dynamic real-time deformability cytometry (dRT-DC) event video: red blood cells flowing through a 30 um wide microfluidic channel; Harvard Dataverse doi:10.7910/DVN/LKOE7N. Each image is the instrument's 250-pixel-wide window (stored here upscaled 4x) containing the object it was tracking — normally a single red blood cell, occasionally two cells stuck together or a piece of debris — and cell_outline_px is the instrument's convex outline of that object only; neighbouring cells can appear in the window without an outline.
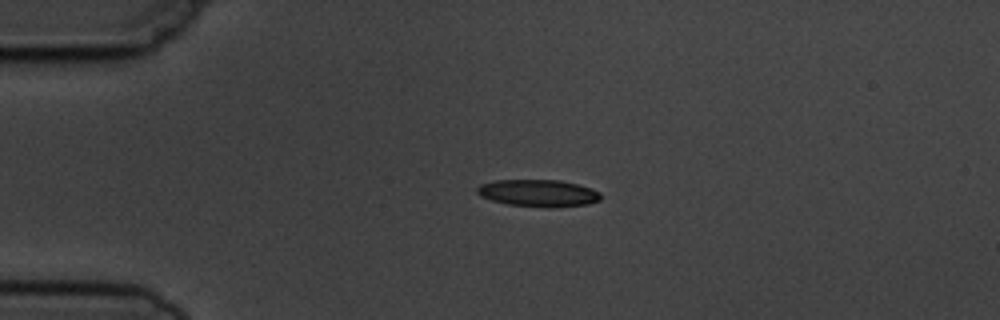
{"species": "common noctule bat (a hibernating species)", "species_latin": "Nyctalus noctula", "temperature_condition": "cold", "stored_images_in_passage": 8, "camera_frame_rate_fps": 3000, "um_per_image_px": 0.085, "animal": {"sex": "male", "body_mass_g": 19.5, "forearm_length_mm": 54.6}, "frame": {"image": 1, "passage_image": 3, "time_ms": 2.333, "image_size_px": [1000, 320], "cell_outline_px": [[600, 200], [588, 204], [548, 208], [508, 204], [492, 200], [480, 196], [476, 192], [476, 188], [480, 184], [496, 180], [560, 180], [576, 184], [600, 192]], "centroid_in_image_um": [45.72, 16.41], "position_along_channel_um": 39.3, "area_um2": 19.42}}
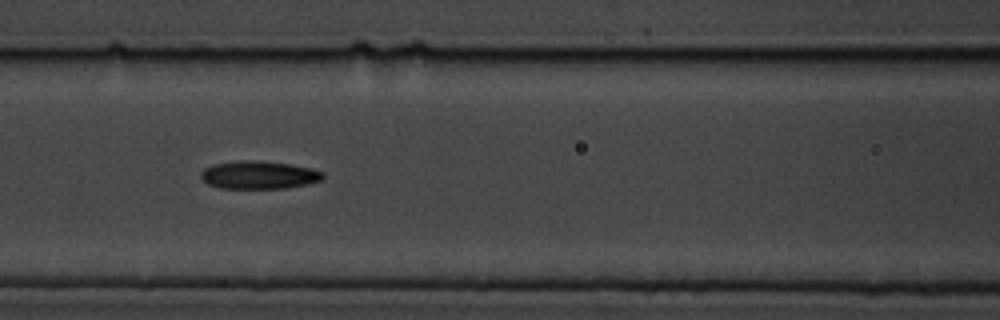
{"frame": {"image": 2, "passage_image": 6, "time_ms": 6.0, "image_size_px": [1000, 320], "cell_outline_px": [[324, 176], [320, 180], [308, 184], [288, 188], [220, 188], [208, 184], [200, 176], [200, 172], [204, 168], [212, 164], [240, 160], [252, 160], [288, 164], [312, 168], [324, 172]], "centroid_in_image_um": [21.99, 14.87], "position_along_channel_um": 144.6, "area_um2": 19.88}}
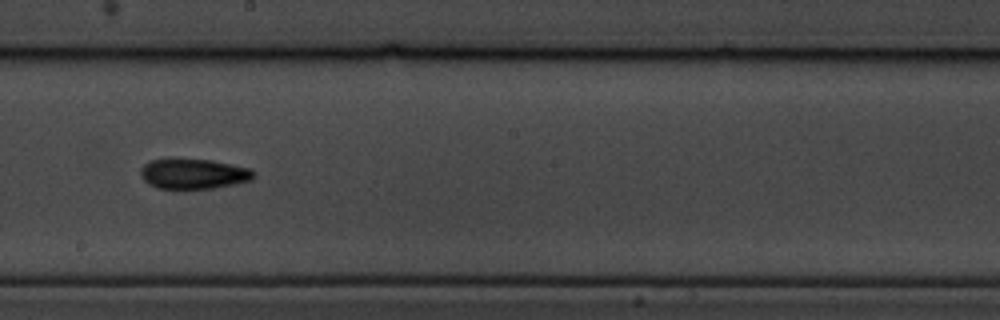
{"frame": {"image": 3, "passage_image": 8, "time_ms": 8.333, "image_size_px": [1000, 320], "cell_outline_px": [[256, 176], [252, 180], [212, 188], [160, 188], [148, 184], [140, 176], [140, 168], [144, 164], [152, 160], [172, 156], [212, 160], [252, 168], [256, 172]], "centroid_in_image_um": [16.44, 14.72], "position_along_channel_um": 231.8, "area_um2": 20.52}}